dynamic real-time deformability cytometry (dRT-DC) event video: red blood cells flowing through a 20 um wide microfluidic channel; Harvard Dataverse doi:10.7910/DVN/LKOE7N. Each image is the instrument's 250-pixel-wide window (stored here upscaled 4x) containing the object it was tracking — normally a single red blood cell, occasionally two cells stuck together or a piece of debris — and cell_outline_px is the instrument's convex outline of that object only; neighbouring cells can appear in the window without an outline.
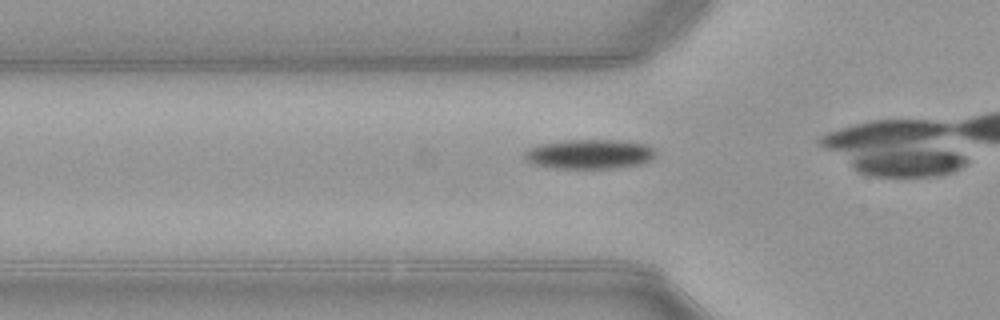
{"species": "common noctule bat (a hibernating species)", "species_latin": "Nyctalus noctula", "temperature_condition": "warm", "stored_images_in_passage": 19, "camera_frame_rate_fps": 3000, "um_per_image_px": 0.085, "animal": {"sex": "female", "body_mass_g": 21.9}, "frame": {"image": 1, "passage_image": 14, "time_ms": 4.333, "image_size_px": [1000, 320], "cell_outline_px": [[656, 152], [648, 160], [640, 164], [608, 168], [556, 168], [532, 164], [524, 156], [524, 152], [540, 144], [568, 140], [616, 140], [648, 144]], "centroid_in_image_um": [50.1, 13.09], "position_along_channel_um": 75.7, "area_um2": 22.14}}